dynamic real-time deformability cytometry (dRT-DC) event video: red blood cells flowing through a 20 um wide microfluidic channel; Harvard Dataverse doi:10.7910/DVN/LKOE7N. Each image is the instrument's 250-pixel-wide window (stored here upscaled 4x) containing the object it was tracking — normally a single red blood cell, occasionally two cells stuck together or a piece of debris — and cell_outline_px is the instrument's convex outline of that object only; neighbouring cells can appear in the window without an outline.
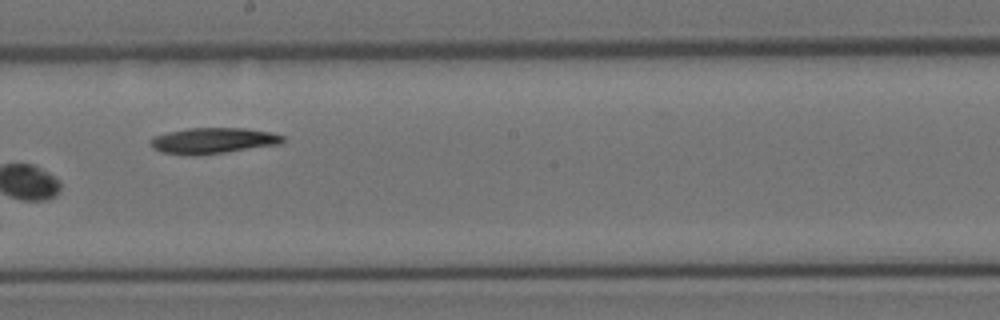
{"species": "Egyptian fruit bat (a non-hibernating species)", "species_latin": "Rousettus aegyptiacus", "temperature_condition": "room temperature", "stored_images_in_passage": 20, "camera_frame_rate_fps": 3000, "um_per_image_px": 0.085, "animal": {"sex": "female"}, "frame": {"image": 1, "passage_image": 11, "time_ms": 3.333, "image_size_px": [1000, 320], "cell_outline_px": [[284, 140], [280, 144], [196, 156], [184, 156], [160, 152], [152, 148], [152, 136], [168, 132], [188, 128], [244, 128], [272, 132], [284, 136]], "centroid_in_image_um": [18.08, 11.96], "position_along_channel_um": 230.1, "area_um2": 20.06}}